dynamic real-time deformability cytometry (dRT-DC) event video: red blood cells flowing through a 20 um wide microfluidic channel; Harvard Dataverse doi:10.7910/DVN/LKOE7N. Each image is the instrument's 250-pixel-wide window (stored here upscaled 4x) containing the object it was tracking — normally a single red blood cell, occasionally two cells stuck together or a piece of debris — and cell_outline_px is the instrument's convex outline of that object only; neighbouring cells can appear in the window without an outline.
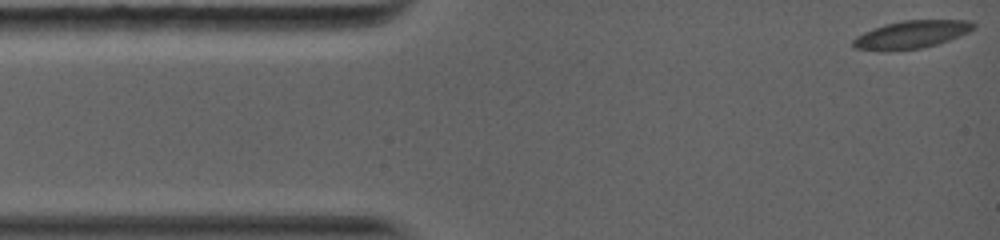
{"species": "common noctule bat (a hibernating species)", "species_latin": "Nyctalus noctula", "temperature_condition": "warm", "stored_images_in_passage": 25, "camera_frame_rate_fps": 5000, "um_per_image_px": 0.085, "animal": {"sex": "female", "body_mass_g": 19.0, "forearm_length_mm": 56.7}, "frame": {"image": 1, "passage_image": 1, "time_ms": 0.0, "image_size_px": [1000, 240], "cell_outline_px": [[976, 28], [968, 32], [948, 40], [936, 44], [920, 48], [884, 52], [852, 48], [852, 40], [856, 36], [872, 28], [884, 24], [904, 20], [972, 20], [976, 24]], "centroid_in_image_um": [77.43, 2.94], "position_along_channel_um": 7.6, "area_um2": 19.77}}
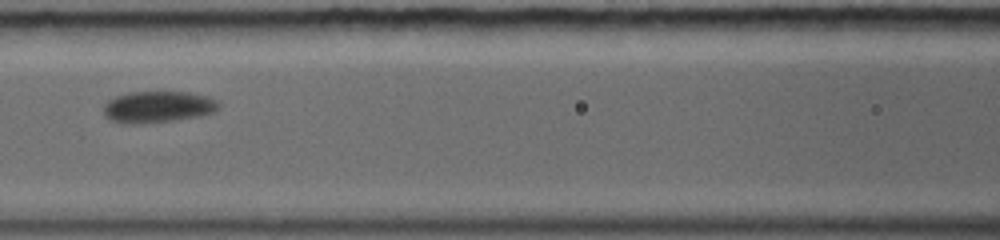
{"frame": {"image": 2, "passage_image": 11, "time_ms": 5.6, "image_size_px": [1000, 240], "cell_outline_px": [[220, 104], [216, 112], [200, 116], [172, 120], [136, 124], [128, 124], [112, 120], [104, 116], [104, 104], [108, 100], [116, 96], [128, 92], [188, 92], [208, 96], [216, 100]], "centroid_in_image_um": [13.43, 9.08], "position_along_channel_um": 153.2, "area_um2": 21.15}}
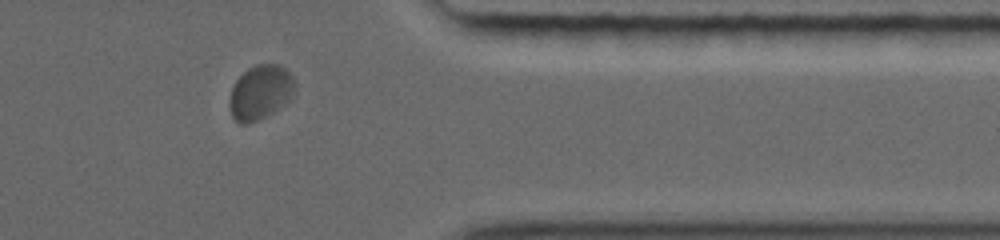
{"frame": {"image": 3, "passage_image": 22, "time_ms": 11.8, "image_size_px": [1000, 240], "cell_outline_px": [[296, 88], [292, 96], [284, 104], [272, 112], [248, 124], [240, 124], [232, 116], [228, 104], [228, 100], [232, 88], [236, 80], [248, 68], [256, 64], [276, 64], [284, 68], [292, 76]], "centroid_in_image_um": [22.11, 7.84], "position_along_channel_um": 389.3, "area_um2": 20.58}, "authors_computed_cell_mechanics": {"area_um2": 20.0566, "velocity_mm_per_s": 3.9651, "shape_relaxation_time_tau1_ms": 1.8231, "shape_relaxation_time_tau2_ms": null, "deformation_change_tau1": 0.0691, "deformation_change_tau2": null}}